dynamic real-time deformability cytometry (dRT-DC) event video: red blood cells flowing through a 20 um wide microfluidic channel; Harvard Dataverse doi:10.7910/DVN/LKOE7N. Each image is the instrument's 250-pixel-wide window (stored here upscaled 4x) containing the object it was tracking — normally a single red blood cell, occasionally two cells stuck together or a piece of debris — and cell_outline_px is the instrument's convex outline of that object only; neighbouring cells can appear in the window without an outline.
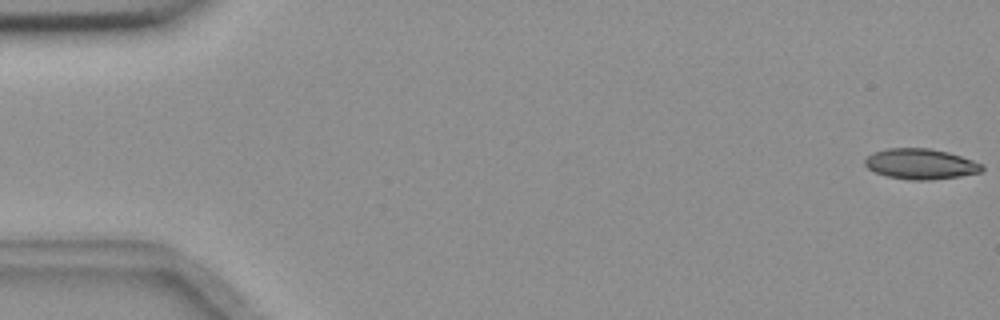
{"species": "common noctule bat (a hibernating species)", "species_latin": "Nyctalus noctula", "temperature_condition": "room temperature", "stored_images_in_passage": 56, "camera_frame_rate_fps": 3000, "um_per_image_px": 0.085, "animal": {"sex": "female", "body_mass_g": 18.4}, "frame": {"image": 1, "passage_image": 1, "time_ms": 0.0, "image_size_px": [1000, 320], "cell_outline_px": [[984, 168], [980, 172], [956, 176], [928, 180], [912, 180], [888, 176], [876, 172], [868, 168], [864, 164], [864, 160], [872, 152], [888, 148], [928, 148], [948, 152], [984, 164]], "centroid_in_image_um": [78.23, 13.92], "position_along_channel_um": 6.8, "area_um2": 20.58}}
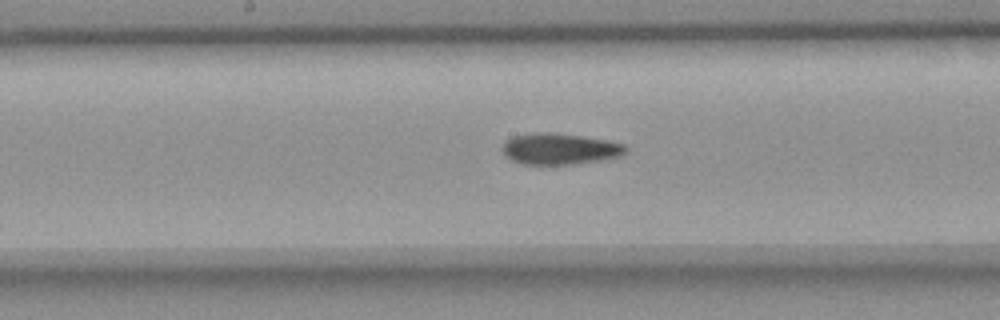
{"frame": {"image": 2, "passage_image": 29, "time_ms": 9.333, "image_size_px": [1000, 320], "cell_outline_px": [[628, 148], [624, 152], [616, 156], [600, 160], [572, 164], [524, 164], [512, 160], [504, 152], [504, 144], [512, 136], [536, 132], [548, 132], [580, 136], [604, 140], [624, 144]], "centroid_in_image_um": [47.56, 12.65], "position_along_channel_um": 200.6, "area_um2": 21.79}}
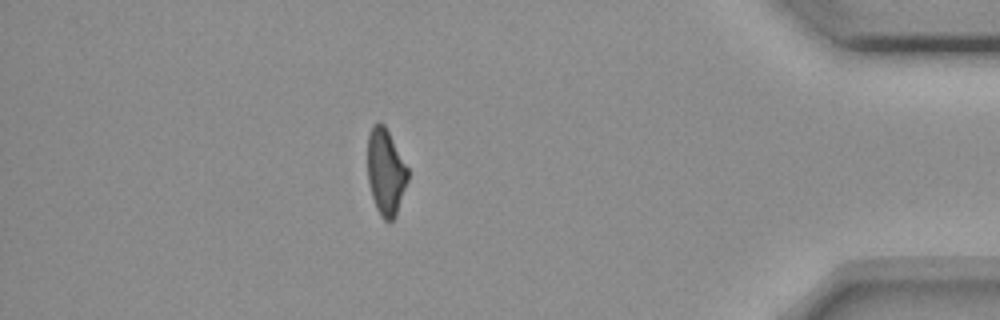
{"frame": {"image": 3, "passage_image": 49, "time_ms": 16.0, "image_size_px": [1000, 320], "cell_outline_px": [[408, 180], [396, 216], [392, 220], [384, 220], [380, 216], [376, 208], [372, 196], [368, 180], [368, 136], [372, 128], [380, 120], [384, 124], [408, 168]], "centroid_in_image_um": [32.79, 14.63], "position_along_channel_um": 402.4, "area_um2": 20.06}, "authors_computed_cell_mechanics": {"area_um2": 21.6461, "velocity_mm_per_s": 3.6656, "shape_relaxation_time_tau1_ms": null, "shape_relaxation_time_tau2_ms": 4.5734, "deformation_change_tau1": null, "deformation_change_tau2": 0.1099}}